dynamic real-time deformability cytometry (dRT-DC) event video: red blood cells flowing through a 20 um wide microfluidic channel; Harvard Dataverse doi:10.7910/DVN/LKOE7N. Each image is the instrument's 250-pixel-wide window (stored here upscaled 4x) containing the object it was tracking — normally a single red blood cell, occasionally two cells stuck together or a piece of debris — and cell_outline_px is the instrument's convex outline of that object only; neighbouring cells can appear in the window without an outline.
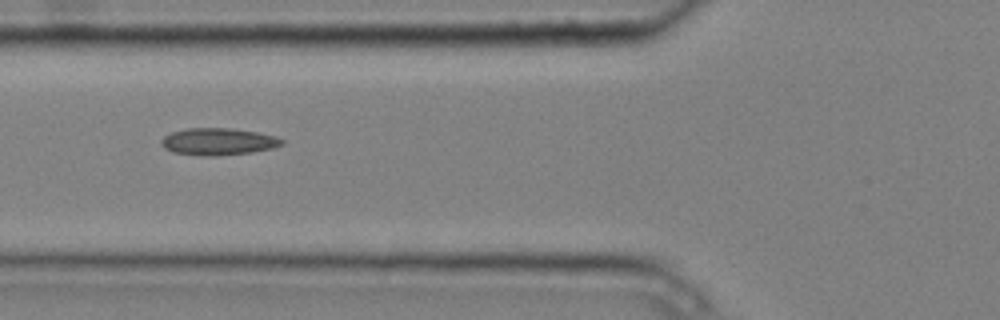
{"species": "common noctule bat (a hibernating species)", "species_latin": "Nyctalus noctula", "temperature_condition": "cold", "stored_images_in_passage": 7, "camera_frame_rate_fps": 3000, "um_per_image_px": 0.085, "animal": {"sex": "male", "body_mass_g": 20.4}, "frame": {"image": 1, "passage_image": 3, "time_ms": 0.667, "image_size_px": [1000, 320], "cell_outline_px": [[284, 144], [272, 148], [252, 152], [216, 156], [212, 156], [172, 152], [164, 148], [160, 144], [160, 140], [164, 136], [172, 132], [188, 128], [228, 128], [256, 132], [276, 136], [284, 140]], "centroid_in_image_um": [18.54, 12.03], "position_along_channel_um": 107.3, "area_um2": 18.9}}
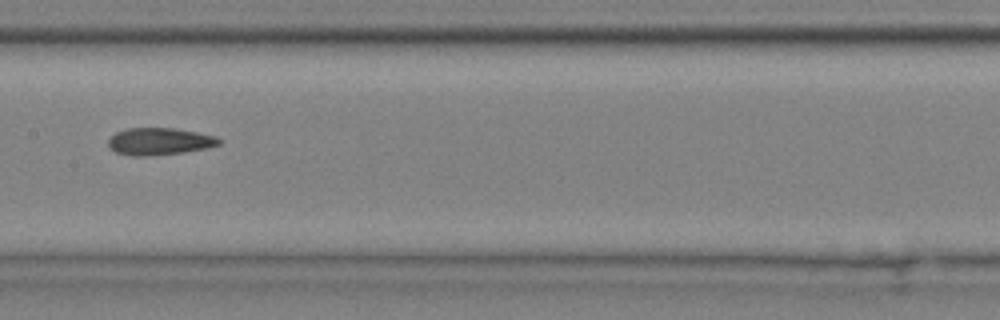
{"frame": {"image": 2, "passage_image": 5, "time_ms": 1.333, "image_size_px": [1000, 320], "cell_outline_px": [[220, 144], [208, 148], [184, 152], [148, 156], [132, 156], [116, 152], [108, 148], [108, 140], [116, 132], [128, 128], [176, 128], [216, 136], [220, 140]], "centroid_in_image_um": [13.54, 12.02], "position_along_channel_um": 193.9, "area_um2": 17.57}}
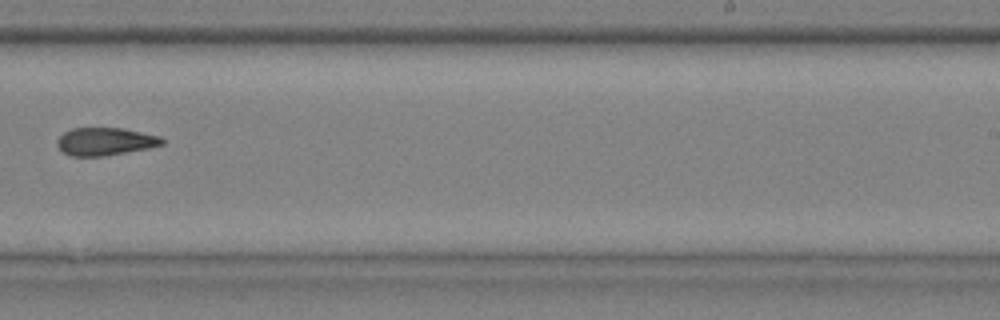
{"frame": {"image": 3, "passage_image": 7, "time_ms": 2.0, "image_size_px": [1000, 320], "cell_outline_px": [[164, 144], [148, 148], [104, 156], [72, 156], [64, 152], [56, 144], [56, 140], [64, 132], [72, 128], [120, 128], [160, 136], [164, 140]], "centroid_in_image_um": [8.93, 12.02], "position_along_channel_um": 280.1, "area_um2": 16.82}}